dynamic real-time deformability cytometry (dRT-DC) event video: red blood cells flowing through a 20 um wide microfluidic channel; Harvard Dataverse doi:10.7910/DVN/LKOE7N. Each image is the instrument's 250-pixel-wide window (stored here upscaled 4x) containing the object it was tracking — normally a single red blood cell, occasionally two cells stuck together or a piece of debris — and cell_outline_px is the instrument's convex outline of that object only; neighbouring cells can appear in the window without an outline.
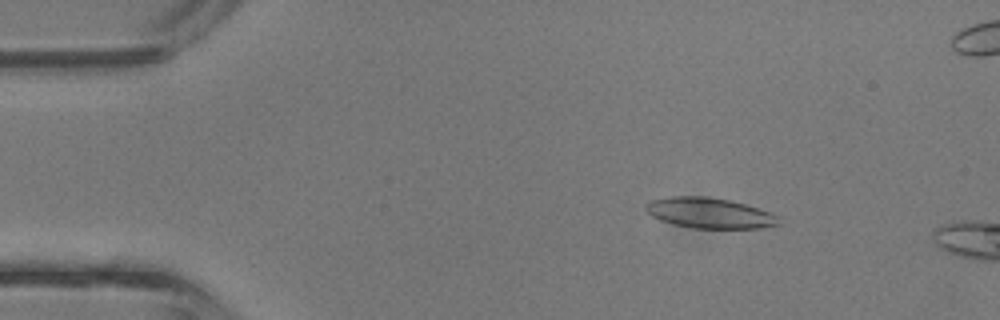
{"species": "common noctule bat (a hibernating species)", "species_latin": "Nyctalus noctula", "temperature_condition": "room temperature", "stored_images_in_passage": 5, "camera_frame_rate_fps": 3000, "um_per_image_px": 0.085, "animal": {"sex": "male", "body_mass_g": 13.3}, "frame": {"image": 1, "passage_image": 2, "time_ms": 0.333, "image_size_px": [1000, 320], "cell_outline_px": [[780, 224], [760, 228], [692, 228], [660, 220], [652, 216], [644, 208], [644, 204], [652, 200], [672, 196], [704, 196], [728, 200], [744, 204], [768, 212], [776, 216]], "centroid_in_image_um": [60.25, 18.1], "position_along_channel_um": 24.7, "area_um2": 23.24}}
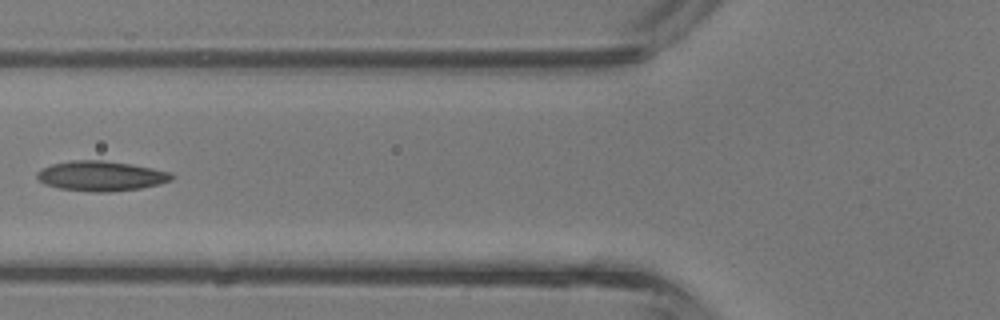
{"frame": {"image": 2, "passage_image": 5, "time_ms": 1.333, "image_size_px": [1000, 320], "cell_outline_px": [[176, 176], [172, 180], [160, 184], [140, 188], [108, 192], [92, 192], [60, 188], [44, 184], [36, 176], [36, 172], [40, 168], [52, 164], [72, 160], [100, 160], [132, 164], [172, 172]], "centroid_in_image_um": [8.6, 14.95], "position_along_channel_um": 117.2, "area_um2": 23.64}}